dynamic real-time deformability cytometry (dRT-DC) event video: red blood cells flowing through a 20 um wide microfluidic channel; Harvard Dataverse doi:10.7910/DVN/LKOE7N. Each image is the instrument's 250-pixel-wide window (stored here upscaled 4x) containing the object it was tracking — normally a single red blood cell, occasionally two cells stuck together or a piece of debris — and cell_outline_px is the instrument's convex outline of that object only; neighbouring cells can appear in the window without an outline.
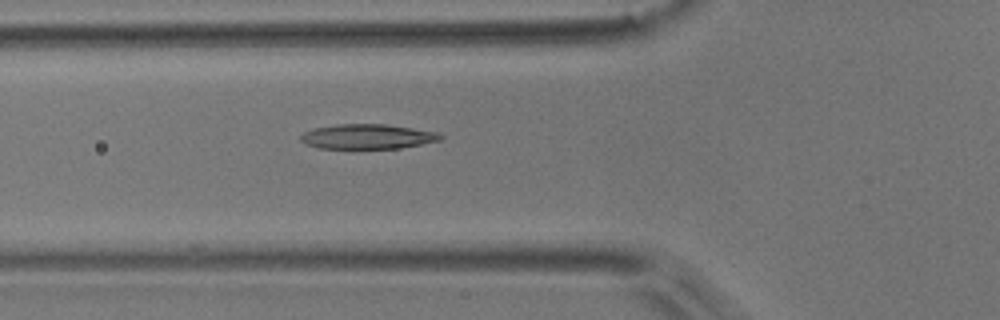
{"species": "common noctule bat (a hibernating species)", "species_latin": "Nyctalus noctula", "temperature_condition": "room temperature", "stored_images_in_passage": 3, "camera_frame_rate_fps": 3000, "um_per_image_px": 0.085, "animal": {"sex": "male", "body_mass_g": 17.9}, "frame": {"image": 1, "passage_image": 3, "time_ms": 0.667, "image_size_px": [1000, 320], "cell_outline_px": [[444, 136], [440, 140], [420, 144], [396, 148], [316, 148], [304, 144], [300, 140], [300, 136], [304, 132], [316, 128], [336, 124], [388, 124], [436, 132]], "centroid_in_image_um": [31.19, 11.6], "position_along_channel_um": 94.6, "area_um2": 20.06}}